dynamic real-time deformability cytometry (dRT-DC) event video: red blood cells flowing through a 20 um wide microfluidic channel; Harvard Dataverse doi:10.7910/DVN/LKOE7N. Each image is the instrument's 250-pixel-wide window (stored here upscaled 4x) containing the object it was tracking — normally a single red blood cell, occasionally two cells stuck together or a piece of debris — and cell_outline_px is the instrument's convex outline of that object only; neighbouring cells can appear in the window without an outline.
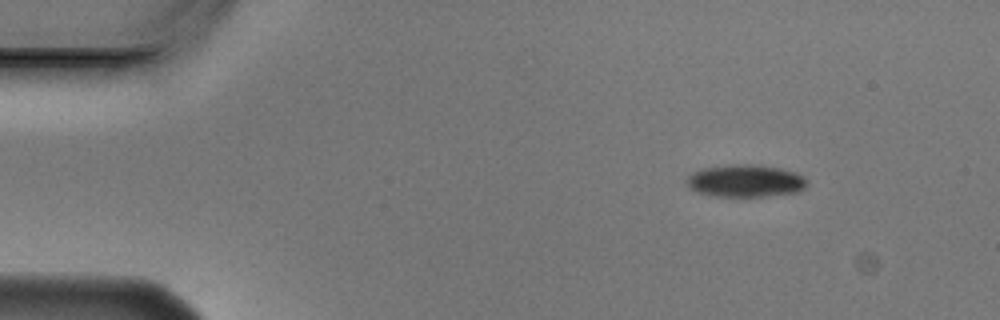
{"species": "Egyptian fruit bat (a non-hibernating species)", "species_latin": "Rousettus aegyptiacus", "temperature_condition": "cold", "stored_images_in_passage": 9, "camera_frame_rate_fps": 3000, "um_per_image_px": 0.085, "animal": {"sex": "male"}, "frame": {"image": 1, "passage_image": 1, "time_ms": 0.0, "image_size_px": [1000, 320], "cell_outline_px": [[808, 184], [800, 192], [768, 196], [716, 196], [700, 192], [688, 188], [684, 184], [684, 180], [692, 172], [700, 168], [736, 164], [752, 164], [780, 168], [796, 172], [804, 176], [808, 180]], "centroid_in_image_um": [63.36, 15.37], "position_along_channel_um": 21.6, "area_um2": 23.06}}
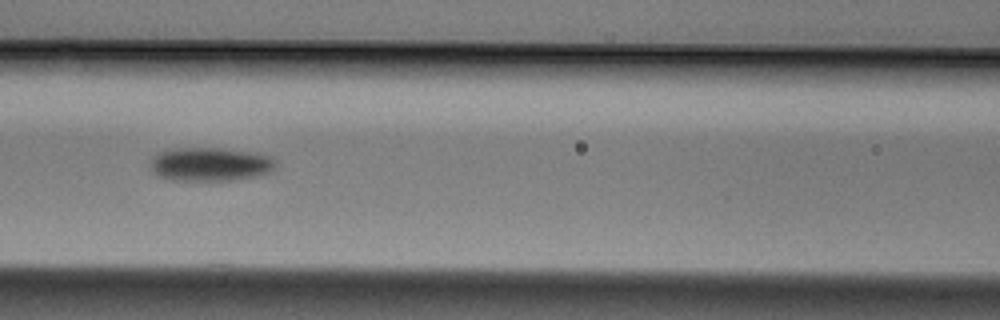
{"frame": {"image": 2, "passage_image": 6, "time_ms": 1.667, "image_size_px": [1000, 320], "cell_outline_px": [[276, 168], [272, 172], [256, 176], [232, 180], [172, 180], [156, 176], [152, 172], [148, 164], [152, 156], [156, 152], [172, 148], [224, 148], [256, 152], [272, 156], [276, 160]], "centroid_in_image_um": [17.85, 13.95], "position_along_channel_um": 148.7, "area_um2": 25.32}}
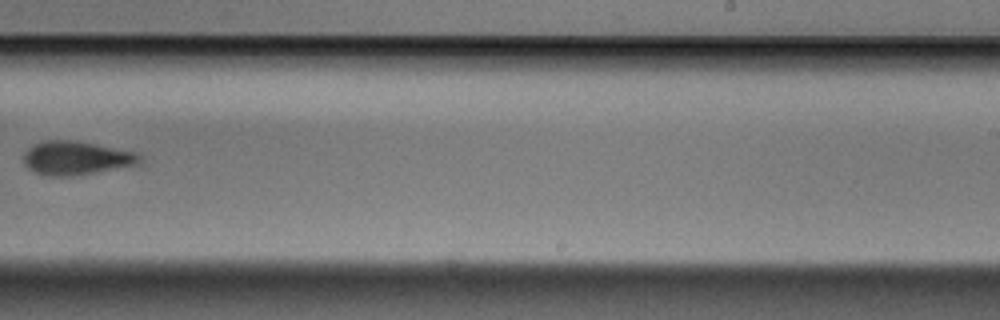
{"frame": {"image": 3, "passage_image": 9, "time_ms": 2.667, "image_size_px": [1000, 320], "cell_outline_px": [[140, 164], [96, 172], [72, 176], [44, 176], [32, 172], [24, 164], [24, 152], [28, 148], [44, 140], [76, 140], [136, 152], [140, 156]], "centroid_in_image_um": [6.44, 13.44], "position_along_channel_um": 282.6, "area_um2": 22.89}}